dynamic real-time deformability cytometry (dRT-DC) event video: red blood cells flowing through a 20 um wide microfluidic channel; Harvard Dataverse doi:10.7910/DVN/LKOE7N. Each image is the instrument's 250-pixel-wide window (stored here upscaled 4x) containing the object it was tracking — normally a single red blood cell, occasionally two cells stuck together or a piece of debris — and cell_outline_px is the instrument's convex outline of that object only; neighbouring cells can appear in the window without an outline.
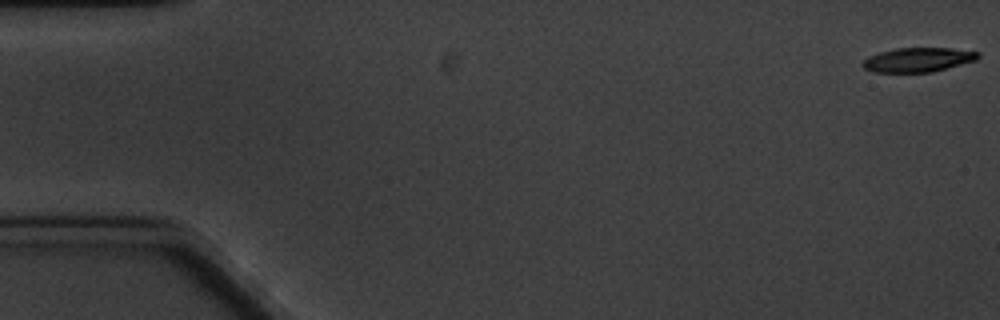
{"species": "common noctule bat (a hibernating species)", "species_latin": "Nyctalus noctula", "temperature_condition": "cold", "stored_images_in_passage": 6, "camera_frame_rate_fps": 3000, "um_per_image_px": 0.085, "animal": {"sex": "male", "body_mass_g": 20.1, "forearm_length_mm": 53.5}, "frame": {"image": 1, "passage_image": 1, "time_ms": 0.0, "image_size_px": [1000, 320], "cell_outline_px": [[980, 56], [976, 60], [932, 72], [872, 72], [864, 68], [860, 64], [868, 56], [880, 52], [896, 48], [952, 48], [980, 52]], "centroid_in_image_um": [78.02, 5.08], "position_along_channel_um": 7.0, "area_um2": 16.36}}
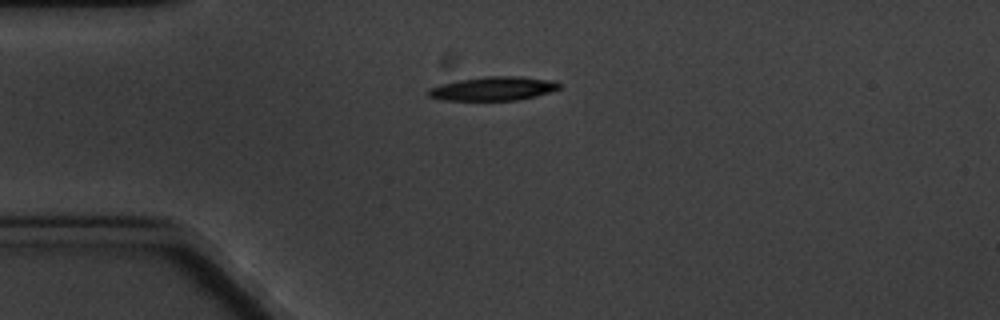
{"frame": {"image": 2, "passage_image": 5, "time_ms": 4.667, "image_size_px": [1000, 320], "cell_outline_px": [[560, 88], [536, 96], [516, 100], [444, 100], [428, 96], [428, 88], [440, 84], [460, 80], [488, 76], [516, 76], [556, 80], [560, 84]], "centroid_in_image_um": [41.94, 7.52], "position_along_channel_um": 43.1, "area_um2": 18.09}}